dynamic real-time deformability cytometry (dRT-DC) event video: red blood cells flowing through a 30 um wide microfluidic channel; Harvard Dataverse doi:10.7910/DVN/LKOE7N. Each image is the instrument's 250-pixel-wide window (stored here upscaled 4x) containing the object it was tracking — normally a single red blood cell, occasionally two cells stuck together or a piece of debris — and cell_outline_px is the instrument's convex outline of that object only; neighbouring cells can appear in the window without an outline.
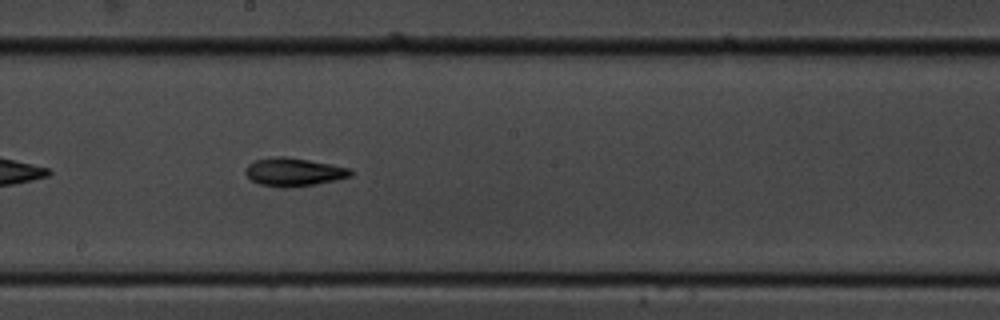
{"species": "common noctule bat (a hibernating species)", "species_latin": "Nyctalus noctula", "temperature_condition": "cold", "stored_images_in_passage": 38, "camera_frame_rate_fps": 3000, "um_per_image_px": 0.085, "animal": {"sex": "male", "body_mass_g": 19.5, "forearm_length_mm": 54.6}, "frame": {"image": 1, "passage_image": 17, "time_ms": 5.333, "image_size_px": [1000, 320], "cell_outline_px": [[352, 176], [336, 180], [316, 184], [288, 188], [280, 188], [260, 184], [252, 180], [244, 172], [248, 164], [256, 160], [276, 156], [284, 156], [308, 160], [352, 168]], "centroid_in_image_um": [24.98, 14.63], "position_along_channel_um": 223.2, "area_um2": 17.34}, "authors_computed_cell_mechanics": {"area_um2": 16.6175, "velocity_mm_per_s": 3.6695, "shape_relaxation_time_tau1_ms": 8.8797, "shape_relaxation_time_tau2_ms": 5.799, "deformation_change_tau1": 0.2047, "deformation_change_tau2": 0.1431}}